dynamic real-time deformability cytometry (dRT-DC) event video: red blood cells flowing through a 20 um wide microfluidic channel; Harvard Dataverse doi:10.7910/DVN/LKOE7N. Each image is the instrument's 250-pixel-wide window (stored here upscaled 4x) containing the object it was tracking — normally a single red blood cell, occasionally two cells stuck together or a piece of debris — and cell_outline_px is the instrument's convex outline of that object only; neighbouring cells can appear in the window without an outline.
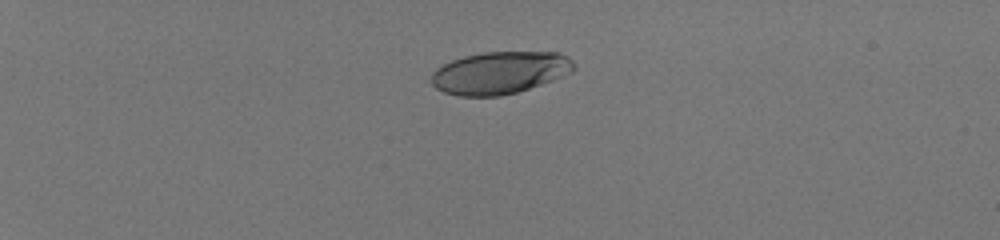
{"species": "human", "species_latin": "Homo sapiens", "temperature_condition": "room temperature", "stored_images_in_passage": 40, "camera_frame_rate_fps": 3000, "um_per_image_px": 0.085, "donor": {"sex": "male"}, "frame": {"image": 1, "passage_image": 1, "time_ms": 0.0, "image_size_px": [1000, 240], "cell_outline_px": [[576, 68], [572, 72], [552, 80], [516, 92], [500, 96], [460, 96], [444, 92], [436, 88], [432, 84], [432, 72], [436, 68], [452, 60], [464, 56], [484, 52], [560, 52], [568, 56], [576, 64]], "centroid_in_image_um": [42.5, 6.17], "position_along_channel_um": 42.5, "area_um2": 35.14}}
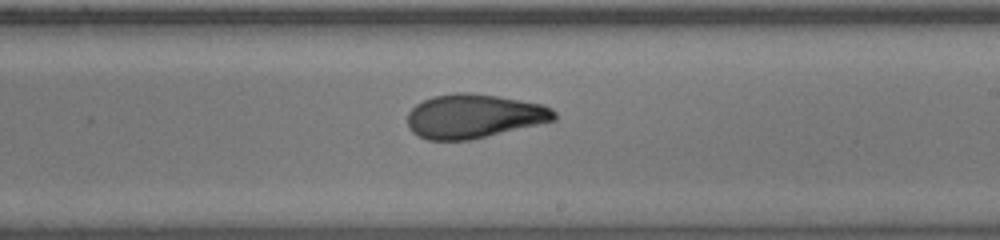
{"frame": {"image": 2, "passage_image": 23, "time_ms": 7.333, "image_size_px": [1000, 240], "cell_outline_px": [[556, 120], [468, 140], [428, 140], [412, 132], [408, 128], [408, 112], [416, 104], [432, 96], [456, 92], [468, 92], [496, 96], [544, 104], [552, 108], [556, 112]], "centroid_in_image_um": [40.27, 9.86], "position_along_channel_um": 248.7, "area_um2": 37.51}}
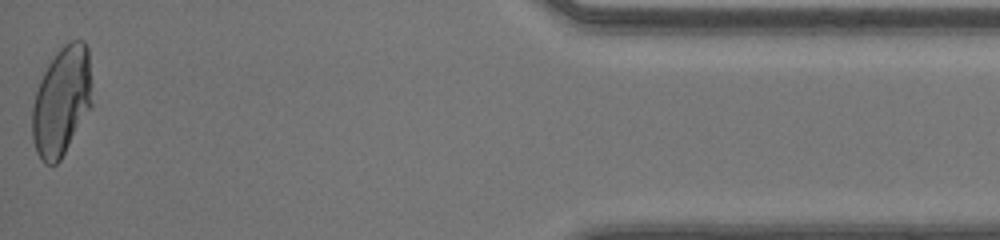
{"frame": {"image": 3, "passage_image": 40, "time_ms": 13.0, "image_size_px": [1000, 240], "cell_outline_px": [[92, 108], [60, 160], [56, 164], [44, 164], [36, 152], [32, 140], [32, 104], [40, 80], [48, 64], [56, 52], [64, 44], [72, 40], [84, 40], [88, 48], [92, 104]], "centroid_in_image_um": [5.24, 8.62], "position_along_channel_um": 430.0, "area_um2": 38.26}, "authors_computed_cell_mechanics": {"area_um2": 37.3677, "velocity_mm_per_s": 4.1375, "shape_relaxation_time_tau1_ms": 5.7785, "shape_relaxation_time_tau2_ms": 0.847, "deformation_change_tau1": 0.2171, "deformation_change_tau2": 0.0644}}